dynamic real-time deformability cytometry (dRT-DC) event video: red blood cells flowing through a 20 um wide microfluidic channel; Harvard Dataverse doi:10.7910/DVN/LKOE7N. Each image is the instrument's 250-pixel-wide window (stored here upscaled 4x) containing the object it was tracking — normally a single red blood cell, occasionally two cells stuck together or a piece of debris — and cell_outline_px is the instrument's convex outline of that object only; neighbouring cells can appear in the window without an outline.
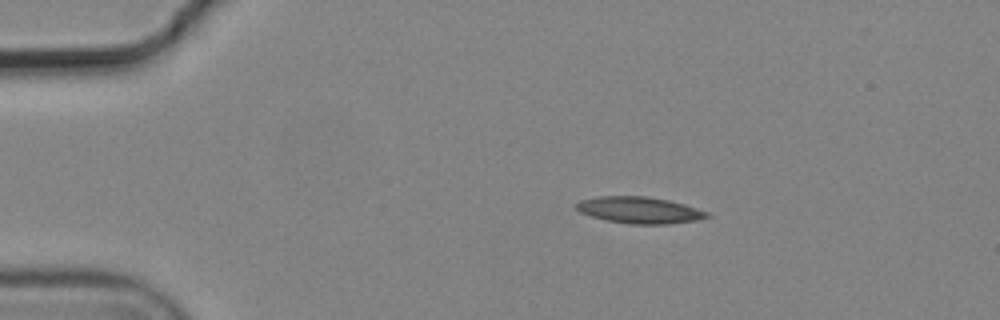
{"species": "common noctule bat (a hibernating species)", "species_latin": "Nyctalus noctula", "temperature_condition": "cold", "stored_images_in_passage": 5, "camera_frame_rate_fps": 3000, "um_per_image_px": 0.085, "animal": {"sex": "male", "body_mass_g": 19.2, "forearm_length_mm": 51.8}, "frame": {"image": 1, "passage_image": 2, "time_ms": 0.333, "image_size_px": [1000, 320], "cell_outline_px": [[712, 216], [696, 220], [668, 224], [628, 224], [608, 220], [592, 216], [580, 212], [576, 208], [576, 204], [580, 200], [596, 196], [644, 196], [668, 200], [684, 204], [708, 212]], "centroid_in_image_um": [54.35, 17.85], "position_along_channel_um": 30.6, "area_um2": 20.11}}
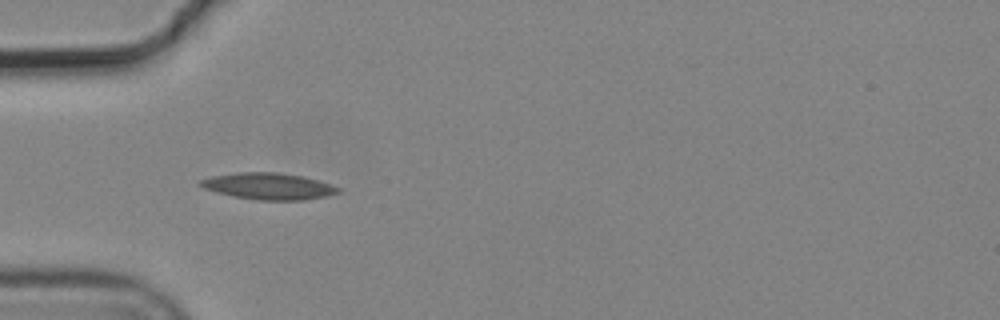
{"frame": {"image": 2, "passage_image": 4, "time_ms": 1.0, "image_size_px": [1000, 320], "cell_outline_px": [[340, 192], [324, 196], [304, 200], [256, 200], [232, 196], [216, 192], [204, 188], [196, 184], [200, 180], [212, 176], [240, 172], [276, 172], [300, 176], [316, 180], [340, 188]], "centroid_in_image_um": [22.76, 15.83], "position_along_channel_um": 62.2, "area_um2": 21.1}}
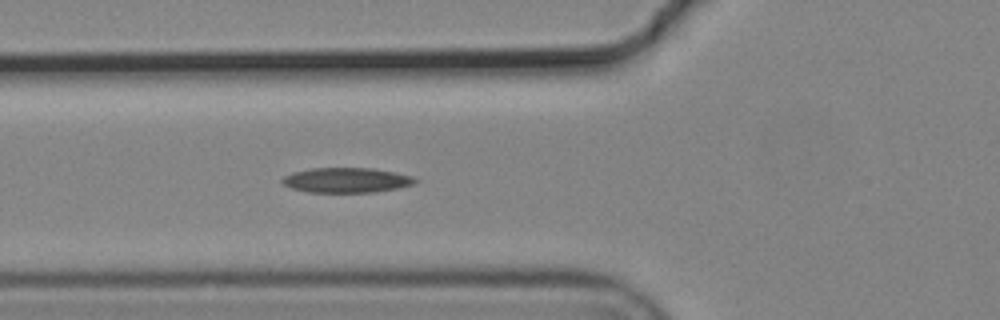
{"frame": {"image": 3, "passage_image": 5, "time_ms": 1.333, "image_size_px": [1000, 320], "cell_outline_px": [[420, 180], [416, 184], [396, 188], [372, 192], [308, 192], [292, 188], [284, 184], [280, 180], [284, 176], [292, 172], [312, 168], [372, 168], [412, 176]], "centroid_in_image_um": [29.45, 15.31], "position_along_channel_um": 96.3, "area_um2": 19.25}}